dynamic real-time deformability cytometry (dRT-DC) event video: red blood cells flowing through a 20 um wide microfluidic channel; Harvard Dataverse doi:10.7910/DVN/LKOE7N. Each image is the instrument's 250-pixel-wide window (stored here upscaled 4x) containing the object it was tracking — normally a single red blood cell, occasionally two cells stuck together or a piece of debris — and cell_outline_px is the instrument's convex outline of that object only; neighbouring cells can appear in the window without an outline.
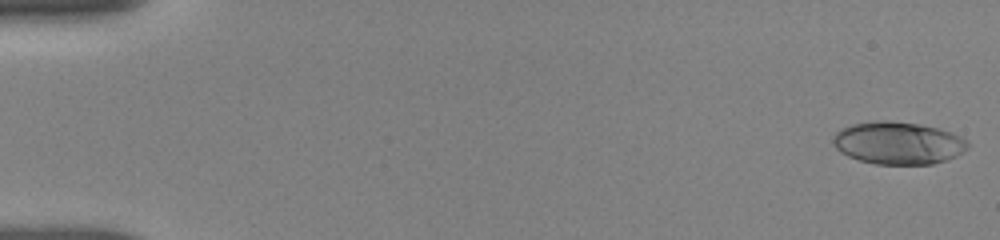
{"species": "human", "species_latin": "Homo sapiens", "temperature_condition": "room temperature", "stored_images_in_passage": 29, "camera_frame_rate_fps": 3000, "um_per_image_px": 0.085, "donor": {"sex": "female"}, "frame": {"image": 1, "passage_image": 1, "time_ms": 0.0, "image_size_px": [1000, 240], "cell_outline_px": [[968, 148], [956, 156], [932, 164], [876, 164], [860, 160], [848, 156], [840, 152], [832, 144], [832, 136], [840, 128], [852, 124], [880, 120], [888, 120], [920, 124], [952, 132], [968, 140]], "centroid_in_image_um": [76.31, 12.15], "position_along_channel_um": 8.7, "area_um2": 33.47}}
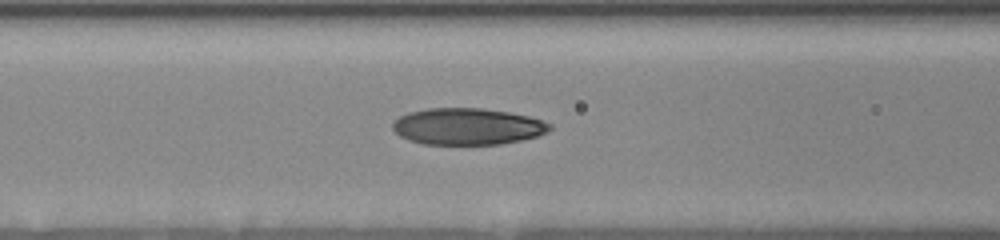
{"frame": {"image": 2, "passage_image": 25, "time_ms": 7.0, "image_size_px": [1000, 240], "cell_outline_px": [[552, 128], [548, 132], [536, 136], [520, 140], [500, 144], [420, 144], [408, 140], [400, 136], [392, 128], [392, 124], [400, 116], [408, 112], [428, 108], [484, 108], [508, 112], [528, 116], [552, 124]], "centroid_in_image_um": [39.72, 10.75], "position_along_channel_um": 126.9, "area_um2": 33.52}}
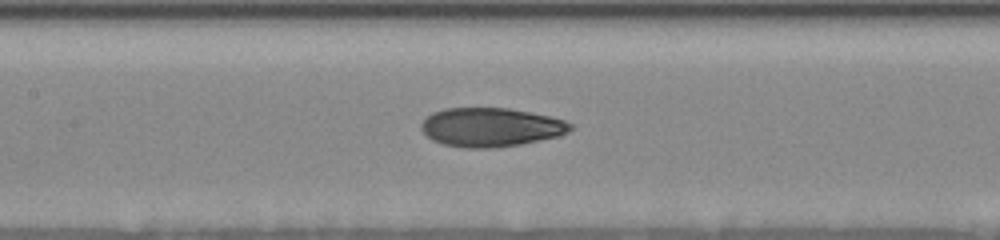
{"frame": {"image": 3, "passage_image": 29, "time_ms": 8.0, "image_size_px": [1000, 240], "cell_outline_px": [[572, 128], [568, 132], [560, 136], [520, 144], [492, 148], [468, 148], [444, 144], [432, 140], [420, 128], [420, 124], [432, 112], [444, 108], [508, 108], [548, 116], [564, 120], [572, 124]], "centroid_in_image_um": [41.71, 10.81], "position_along_channel_um": 165.7, "area_um2": 33.64}}